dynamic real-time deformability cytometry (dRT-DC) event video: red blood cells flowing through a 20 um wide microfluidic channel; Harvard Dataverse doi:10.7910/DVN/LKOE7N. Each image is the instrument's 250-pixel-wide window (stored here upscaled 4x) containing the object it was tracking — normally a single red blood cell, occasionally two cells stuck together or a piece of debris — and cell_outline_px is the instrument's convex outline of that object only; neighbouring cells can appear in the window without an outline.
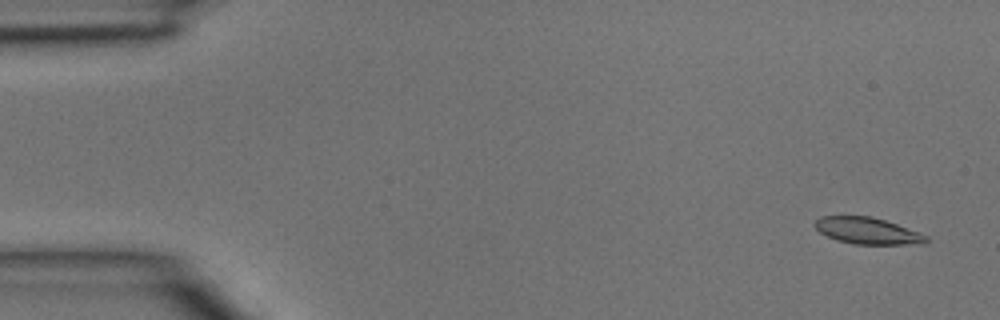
{"species": "common noctule bat (a hibernating species)", "species_latin": "Nyctalus noctula", "temperature_condition": "room temperature", "stored_images_in_passage": 4, "camera_frame_rate_fps": 3000, "um_per_image_px": 0.085, "animal": {"sex": "male", "body_mass_g": 15.6}, "frame": {"image": 1, "passage_image": 1, "time_ms": 0.0, "image_size_px": [1000, 320], "cell_outline_px": [[928, 240], [924, 244], [856, 244], [836, 240], [820, 232], [812, 224], [820, 216], [872, 216], [920, 232], [928, 236]], "centroid_in_image_um": [73.74, 19.61], "position_along_channel_um": 11.3, "area_um2": 17.22}}